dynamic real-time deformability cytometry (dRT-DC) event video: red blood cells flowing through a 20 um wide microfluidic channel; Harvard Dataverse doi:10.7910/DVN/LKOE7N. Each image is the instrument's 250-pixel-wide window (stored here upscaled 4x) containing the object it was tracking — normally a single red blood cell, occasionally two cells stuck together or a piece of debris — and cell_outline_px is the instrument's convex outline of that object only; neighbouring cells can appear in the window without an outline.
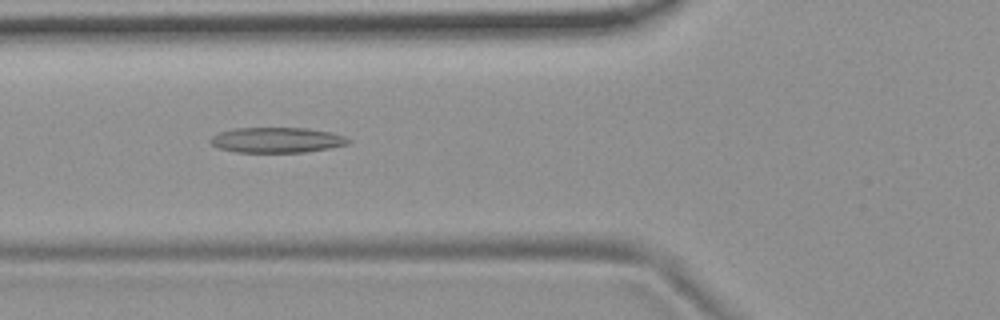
{"species": "common noctule bat (a hibernating species)", "species_latin": "Nyctalus noctula", "temperature_condition": "room temperature", "stored_images_in_passage": 52, "camera_frame_rate_fps": 3000, "um_per_image_px": 0.085, "animal": {"sex": "female", "body_mass_g": 19.9}, "frame": {"image": 1, "passage_image": 18, "time_ms": 5.667, "image_size_px": [1000, 320], "cell_outline_px": [[352, 140], [348, 144], [328, 148], [304, 152], [236, 152], [220, 148], [212, 144], [208, 140], [212, 136], [220, 132], [232, 128], [308, 128], [332, 132], [344, 136]], "centroid_in_image_um": [23.54, 11.89], "position_along_channel_um": 102.3, "area_um2": 20.35}}
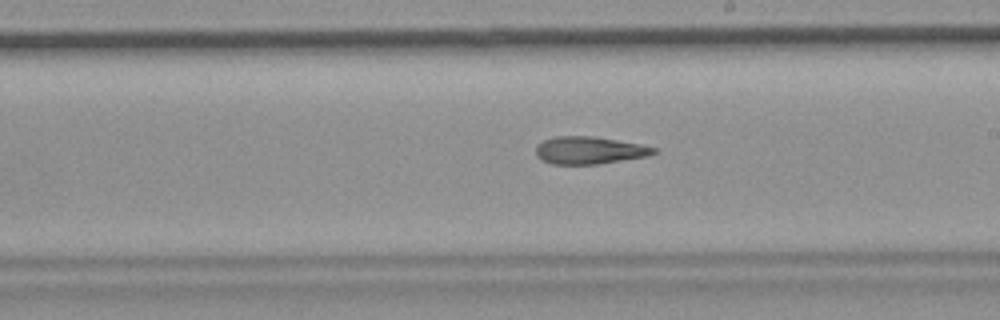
{"frame": {"image": 2, "passage_image": 29, "time_ms": 9.333, "image_size_px": [1000, 320], "cell_outline_px": [[656, 152], [648, 156], [596, 164], [552, 164], [540, 160], [536, 156], [536, 144], [544, 140], [556, 136], [592, 136], [640, 144], [656, 148]], "centroid_in_image_um": [50.04, 12.78], "position_along_channel_um": 239.0, "area_um2": 18.79}}
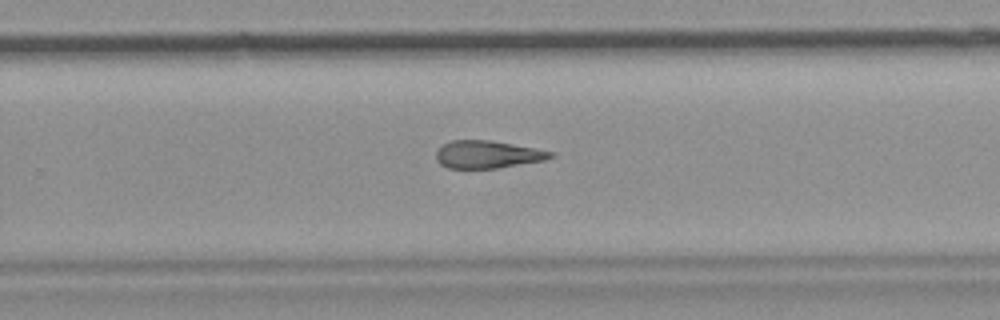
{"frame": {"image": 3, "passage_image": 33, "time_ms": 10.667, "image_size_px": [1000, 320], "cell_outline_px": [[556, 156], [544, 160], [496, 168], [448, 168], [440, 164], [436, 160], [436, 152], [444, 144], [452, 140], [492, 140], [536, 148], [556, 152]], "centroid_in_image_um": [41.47, 13.12], "position_along_channel_um": 288.3, "area_um2": 18.44}, "authors_computed_cell_mechanics": {"area_um2": 20.0566, "velocity_mm_per_s": 3.7241, "shape_relaxation_time_tau1_ms": null, "shape_relaxation_time_tau2_ms": 8.1383, "deformation_change_tau1": null, "deformation_change_tau2": 0.2292}}